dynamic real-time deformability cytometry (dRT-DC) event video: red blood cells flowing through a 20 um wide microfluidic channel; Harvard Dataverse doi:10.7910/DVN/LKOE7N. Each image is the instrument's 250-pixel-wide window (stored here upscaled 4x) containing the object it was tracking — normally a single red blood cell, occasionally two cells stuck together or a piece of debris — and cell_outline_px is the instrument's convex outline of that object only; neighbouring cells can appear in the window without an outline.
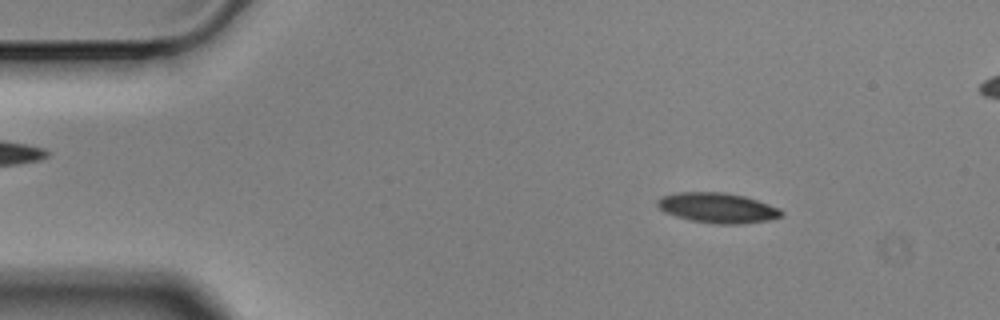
{"species": "Egyptian fruit bat (a non-hibernating species)", "species_latin": "Rousettus aegyptiacus", "temperature_condition": "cold", "stored_images_in_passage": 52, "camera_frame_rate_fps": 3000, "um_per_image_px": 0.085, "animal": {"sex": "male"}, "frame": {"image": 1, "passage_image": 3, "time_ms": 0.667, "image_size_px": [1000, 320], "cell_outline_px": [[784, 212], [780, 216], [768, 220], [740, 224], [716, 224], [692, 220], [676, 216], [664, 212], [656, 204], [656, 200], [660, 196], [680, 192], [724, 192], [744, 196], [780, 208]], "centroid_in_image_um": [60.97, 17.66], "position_along_channel_um": 24.0, "area_um2": 21.68}}
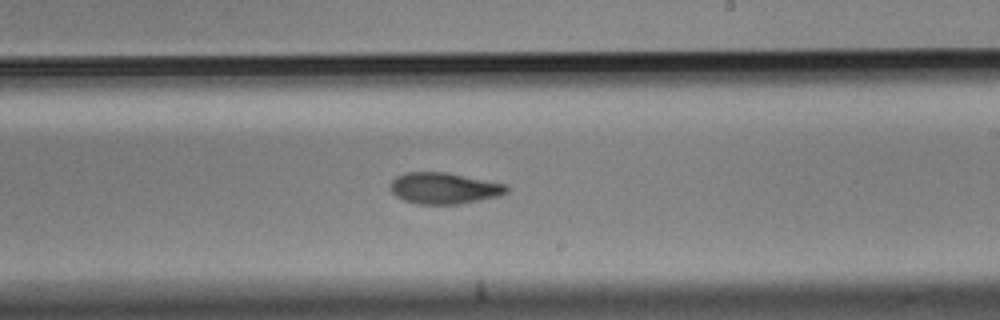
{"frame": {"image": 2, "passage_image": 28, "time_ms": 9.0, "image_size_px": [1000, 320], "cell_outline_px": [[508, 192], [496, 196], [460, 204], [416, 204], [404, 200], [396, 196], [392, 192], [392, 180], [396, 176], [404, 172], [448, 172], [504, 184], [508, 188]], "centroid_in_image_um": [37.71, 15.99], "position_along_channel_um": 251.3, "area_um2": 20.98}}
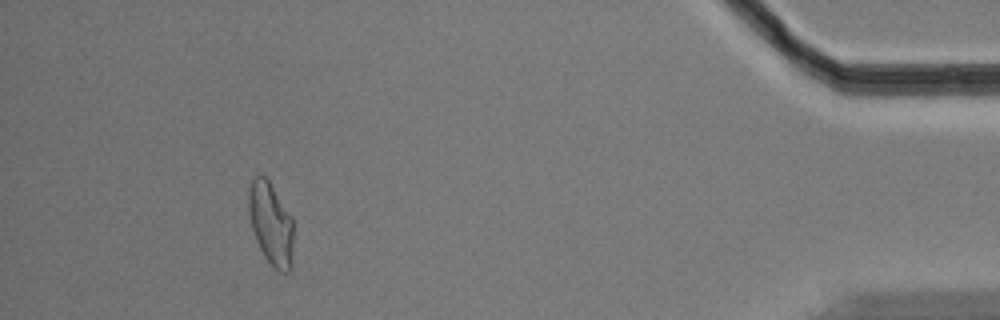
{"frame": {"image": 3, "passage_image": 47, "time_ms": 15.333, "image_size_px": [1000, 320], "cell_outline_px": [[292, 268], [288, 272], [280, 272], [264, 256], [256, 240], [252, 228], [248, 208], [248, 188], [252, 180], [256, 176], [264, 176], [268, 180], [292, 216]], "centroid_in_image_um": [23.02, 19.01], "position_along_channel_um": 412.2, "area_um2": 21.33}, "authors_computed_cell_mechanics": {"area_um2": 21.675, "velocity_mm_per_s": 3.5197, "shape_relaxation_time_tau1_ms": 7.0484, "shape_relaxation_time_tau2_ms": 3.8435, "deformation_change_tau1": 0.1662, "deformation_change_tau2": 0.0997}}